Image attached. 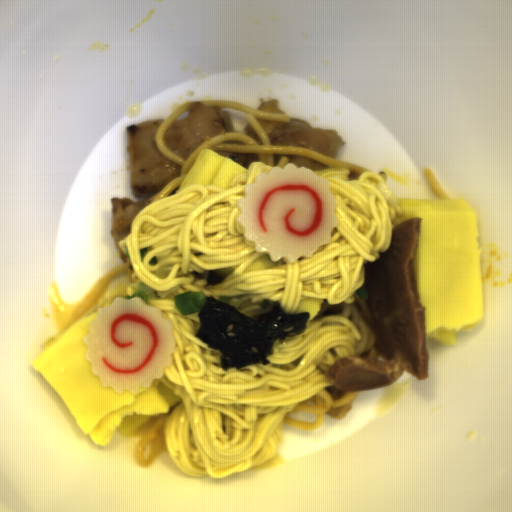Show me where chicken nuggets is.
<instances>
[{"label":"chicken nuggets","mask_w":512,"mask_h":512,"mask_svg":"<svg viewBox=\"0 0 512 512\" xmlns=\"http://www.w3.org/2000/svg\"><path fill=\"white\" fill-rule=\"evenodd\" d=\"M165 119L150 118L126 127L131 190L154 196L181 177L182 167L160 153L157 132Z\"/></svg>","instance_id":"1"},{"label":"chicken nuggets","mask_w":512,"mask_h":512,"mask_svg":"<svg viewBox=\"0 0 512 512\" xmlns=\"http://www.w3.org/2000/svg\"><path fill=\"white\" fill-rule=\"evenodd\" d=\"M227 133H236V129L225 107L194 101L186 116L171 124L163 140L169 151L187 161L202 143Z\"/></svg>","instance_id":"2"},{"label":"chicken nuggets","mask_w":512,"mask_h":512,"mask_svg":"<svg viewBox=\"0 0 512 512\" xmlns=\"http://www.w3.org/2000/svg\"><path fill=\"white\" fill-rule=\"evenodd\" d=\"M271 145L307 148L336 159L346 142L333 129H317L302 118L269 121L257 118Z\"/></svg>","instance_id":"3"},{"label":"chicken nuggets","mask_w":512,"mask_h":512,"mask_svg":"<svg viewBox=\"0 0 512 512\" xmlns=\"http://www.w3.org/2000/svg\"><path fill=\"white\" fill-rule=\"evenodd\" d=\"M149 205L146 200H131L113 197L110 200L112 212L111 235L117 255L122 261H128V256L121 248L119 242L126 238L130 232L134 216Z\"/></svg>","instance_id":"4"},{"label":"chicken nuggets","mask_w":512,"mask_h":512,"mask_svg":"<svg viewBox=\"0 0 512 512\" xmlns=\"http://www.w3.org/2000/svg\"><path fill=\"white\" fill-rule=\"evenodd\" d=\"M221 157L230 159L239 165L249 168L252 162L259 161L260 158L257 153L242 152V151H219L216 152Z\"/></svg>","instance_id":"5"},{"label":"chicken nuggets","mask_w":512,"mask_h":512,"mask_svg":"<svg viewBox=\"0 0 512 512\" xmlns=\"http://www.w3.org/2000/svg\"><path fill=\"white\" fill-rule=\"evenodd\" d=\"M288 157V164H295L297 167H307L310 168L312 171L315 170H321V169H328L326 165L321 163L318 160H315L313 158H310L305 155H299V154H290L287 155Z\"/></svg>","instance_id":"6"},{"label":"chicken nuggets","mask_w":512,"mask_h":512,"mask_svg":"<svg viewBox=\"0 0 512 512\" xmlns=\"http://www.w3.org/2000/svg\"><path fill=\"white\" fill-rule=\"evenodd\" d=\"M257 110L260 112L268 113V114H284V112L281 107L279 106V100H267L264 102H261L258 106Z\"/></svg>","instance_id":"7"},{"label":"chicken nuggets","mask_w":512,"mask_h":512,"mask_svg":"<svg viewBox=\"0 0 512 512\" xmlns=\"http://www.w3.org/2000/svg\"><path fill=\"white\" fill-rule=\"evenodd\" d=\"M242 133H244L245 135L250 137L258 145H263L262 140L260 139V137L258 136L257 132L255 131V129L253 128L252 125L247 123L246 126L244 127Z\"/></svg>","instance_id":"8"}]
</instances>
